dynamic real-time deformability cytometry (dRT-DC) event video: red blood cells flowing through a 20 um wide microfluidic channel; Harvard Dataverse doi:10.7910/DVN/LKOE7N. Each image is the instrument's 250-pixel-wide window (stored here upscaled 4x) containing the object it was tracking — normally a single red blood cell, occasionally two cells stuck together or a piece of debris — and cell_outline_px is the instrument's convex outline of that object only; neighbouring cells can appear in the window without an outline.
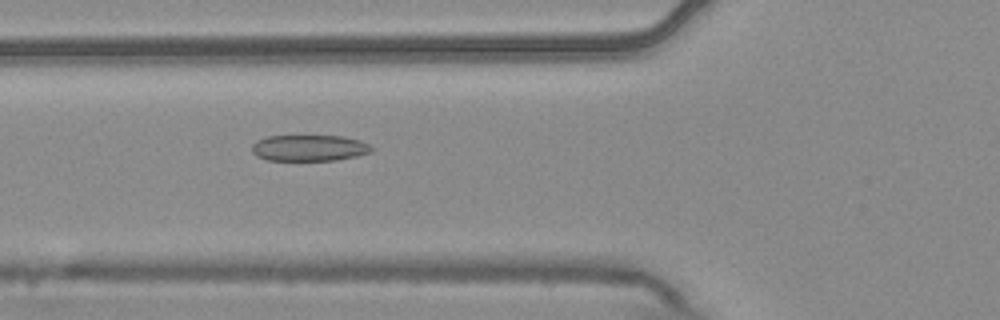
{"species": "common noctule bat (a hibernating species)", "species_latin": "Nyctalus noctula", "temperature_condition": "warm", "stored_images_in_passage": 6, "camera_frame_rate_fps": 3000, "um_per_image_px": 0.085, "animal": {"sex": "male", "body_mass_g": 20.4}, "frame": {"image": 1, "passage_image": 6, "time_ms": 1.667, "image_size_px": [1000, 320], "cell_outline_px": [[372, 152], [356, 156], [336, 160], [268, 160], [256, 156], [252, 152], [252, 144], [256, 140], [268, 136], [344, 136], [360, 140], [368, 144], [372, 148]], "centroid_in_image_um": [26.27, 12.57], "position_along_channel_um": 99.5, "area_um2": 18.26}}